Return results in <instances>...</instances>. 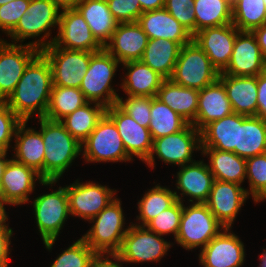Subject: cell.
<instances>
[{
    "instance_id": "1",
    "label": "cell",
    "mask_w": 266,
    "mask_h": 267,
    "mask_svg": "<svg viewBox=\"0 0 266 267\" xmlns=\"http://www.w3.org/2000/svg\"><path fill=\"white\" fill-rule=\"evenodd\" d=\"M53 86L52 69L40 51L27 65L14 91L4 101L22 120L29 121L36 113L44 118Z\"/></svg>"
},
{
    "instance_id": "2",
    "label": "cell",
    "mask_w": 266,
    "mask_h": 267,
    "mask_svg": "<svg viewBox=\"0 0 266 267\" xmlns=\"http://www.w3.org/2000/svg\"><path fill=\"white\" fill-rule=\"evenodd\" d=\"M40 131L45 146L44 180H60L80 153L79 143L60 121L39 118Z\"/></svg>"
},
{
    "instance_id": "3",
    "label": "cell",
    "mask_w": 266,
    "mask_h": 267,
    "mask_svg": "<svg viewBox=\"0 0 266 267\" xmlns=\"http://www.w3.org/2000/svg\"><path fill=\"white\" fill-rule=\"evenodd\" d=\"M60 10L51 0H30L28 9L16 27L6 36H10L12 43L20 42L22 45L26 38H39L41 34H44L37 41L26 43V45L42 51L55 41L56 37L48 39L51 36V29L59 26Z\"/></svg>"
},
{
    "instance_id": "4",
    "label": "cell",
    "mask_w": 266,
    "mask_h": 267,
    "mask_svg": "<svg viewBox=\"0 0 266 267\" xmlns=\"http://www.w3.org/2000/svg\"><path fill=\"white\" fill-rule=\"evenodd\" d=\"M121 200L115 198L89 222L92 227L81 238L97 254H116L129 226L124 229L125 216Z\"/></svg>"
},
{
    "instance_id": "5",
    "label": "cell",
    "mask_w": 266,
    "mask_h": 267,
    "mask_svg": "<svg viewBox=\"0 0 266 267\" xmlns=\"http://www.w3.org/2000/svg\"><path fill=\"white\" fill-rule=\"evenodd\" d=\"M119 64L105 48L92 52L89 68L79 87L89 102L102 104L106 108L117 104L119 95L111 82Z\"/></svg>"
},
{
    "instance_id": "6",
    "label": "cell",
    "mask_w": 266,
    "mask_h": 267,
    "mask_svg": "<svg viewBox=\"0 0 266 267\" xmlns=\"http://www.w3.org/2000/svg\"><path fill=\"white\" fill-rule=\"evenodd\" d=\"M225 227L214 217L205 203L185 206L175 242L186 250L204 248Z\"/></svg>"
},
{
    "instance_id": "7",
    "label": "cell",
    "mask_w": 266,
    "mask_h": 267,
    "mask_svg": "<svg viewBox=\"0 0 266 267\" xmlns=\"http://www.w3.org/2000/svg\"><path fill=\"white\" fill-rule=\"evenodd\" d=\"M219 72L213 67L205 52L192 40L181 47L172 76L175 84L201 90L214 83Z\"/></svg>"
},
{
    "instance_id": "8",
    "label": "cell",
    "mask_w": 266,
    "mask_h": 267,
    "mask_svg": "<svg viewBox=\"0 0 266 267\" xmlns=\"http://www.w3.org/2000/svg\"><path fill=\"white\" fill-rule=\"evenodd\" d=\"M36 224L47 250H51L66 219L70 216L69 199L65 187L42 194L32 202Z\"/></svg>"
},
{
    "instance_id": "9",
    "label": "cell",
    "mask_w": 266,
    "mask_h": 267,
    "mask_svg": "<svg viewBox=\"0 0 266 267\" xmlns=\"http://www.w3.org/2000/svg\"><path fill=\"white\" fill-rule=\"evenodd\" d=\"M81 147L82 156L88 163L130 162L132 160L126 152L114 121L106 113Z\"/></svg>"
},
{
    "instance_id": "10",
    "label": "cell",
    "mask_w": 266,
    "mask_h": 267,
    "mask_svg": "<svg viewBox=\"0 0 266 267\" xmlns=\"http://www.w3.org/2000/svg\"><path fill=\"white\" fill-rule=\"evenodd\" d=\"M194 150H201V131L192 124H188L183 130L156 138L153 140L149 158L144 162L152 169L155 167V155L165 164L183 166L192 163Z\"/></svg>"
},
{
    "instance_id": "11",
    "label": "cell",
    "mask_w": 266,
    "mask_h": 267,
    "mask_svg": "<svg viewBox=\"0 0 266 267\" xmlns=\"http://www.w3.org/2000/svg\"><path fill=\"white\" fill-rule=\"evenodd\" d=\"M171 244L170 241H165L161 235L148 230L145 226H138L131 222L121 248L116 254L128 264L159 262L166 255Z\"/></svg>"
},
{
    "instance_id": "12",
    "label": "cell",
    "mask_w": 266,
    "mask_h": 267,
    "mask_svg": "<svg viewBox=\"0 0 266 267\" xmlns=\"http://www.w3.org/2000/svg\"><path fill=\"white\" fill-rule=\"evenodd\" d=\"M52 69L53 85L79 88L89 68L92 52L68 50L54 43L41 51Z\"/></svg>"
},
{
    "instance_id": "13",
    "label": "cell",
    "mask_w": 266,
    "mask_h": 267,
    "mask_svg": "<svg viewBox=\"0 0 266 267\" xmlns=\"http://www.w3.org/2000/svg\"><path fill=\"white\" fill-rule=\"evenodd\" d=\"M36 181L43 186H53L57 183V180H44L34 169L13 158L9 159L0 184L1 199L7 205L28 203L29 194L34 191Z\"/></svg>"
},
{
    "instance_id": "14",
    "label": "cell",
    "mask_w": 266,
    "mask_h": 267,
    "mask_svg": "<svg viewBox=\"0 0 266 267\" xmlns=\"http://www.w3.org/2000/svg\"><path fill=\"white\" fill-rule=\"evenodd\" d=\"M69 199V211L73 217L90 221L98 215L116 197V190L110 189L94 182L82 183L78 180L75 183L66 185Z\"/></svg>"
},
{
    "instance_id": "15",
    "label": "cell",
    "mask_w": 266,
    "mask_h": 267,
    "mask_svg": "<svg viewBox=\"0 0 266 267\" xmlns=\"http://www.w3.org/2000/svg\"><path fill=\"white\" fill-rule=\"evenodd\" d=\"M55 37L54 44L68 50L97 52L104 48L75 7L61 9L58 33Z\"/></svg>"
},
{
    "instance_id": "16",
    "label": "cell",
    "mask_w": 266,
    "mask_h": 267,
    "mask_svg": "<svg viewBox=\"0 0 266 267\" xmlns=\"http://www.w3.org/2000/svg\"><path fill=\"white\" fill-rule=\"evenodd\" d=\"M39 52L29 45L0 39V101H5L14 91L25 68Z\"/></svg>"
},
{
    "instance_id": "17",
    "label": "cell",
    "mask_w": 266,
    "mask_h": 267,
    "mask_svg": "<svg viewBox=\"0 0 266 267\" xmlns=\"http://www.w3.org/2000/svg\"><path fill=\"white\" fill-rule=\"evenodd\" d=\"M238 32L239 30L232 23L207 27L196 32L193 40L208 56L213 67L222 73L230 62Z\"/></svg>"
},
{
    "instance_id": "18",
    "label": "cell",
    "mask_w": 266,
    "mask_h": 267,
    "mask_svg": "<svg viewBox=\"0 0 266 267\" xmlns=\"http://www.w3.org/2000/svg\"><path fill=\"white\" fill-rule=\"evenodd\" d=\"M245 255L244 243L230 228H224L201 249L199 263L203 267H241Z\"/></svg>"
},
{
    "instance_id": "19",
    "label": "cell",
    "mask_w": 266,
    "mask_h": 267,
    "mask_svg": "<svg viewBox=\"0 0 266 267\" xmlns=\"http://www.w3.org/2000/svg\"><path fill=\"white\" fill-rule=\"evenodd\" d=\"M106 114L114 121L128 156L145 162L151 153L153 140L150 130L139 125L117 104L106 108Z\"/></svg>"
},
{
    "instance_id": "20",
    "label": "cell",
    "mask_w": 266,
    "mask_h": 267,
    "mask_svg": "<svg viewBox=\"0 0 266 267\" xmlns=\"http://www.w3.org/2000/svg\"><path fill=\"white\" fill-rule=\"evenodd\" d=\"M248 196L246 189L238 183L214 180L205 204L225 228L232 229V224Z\"/></svg>"
},
{
    "instance_id": "21",
    "label": "cell",
    "mask_w": 266,
    "mask_h": 267,
    "mask_svg": "<svg viewBox=\"0 0 266 267\" xmlns=\"http://www.w3.org/2000/svg\"><path fill=\"white\" fill-rule=\"evenodd\" d=\"M264 57L252 31H239L232 56L222 72L231 76H257L263 73Z\"/></svg>"
},
{
    "instance_id": "22",
    "label": "cell",
    "mask_w": 266,
    "mask_h": 267,
    "mask_svg": "<svg viewBox=\"0 0 266 267\" xmlns=\"http://www.w3.org/2000/svg\"><path fill=\"white\" fill-rule=\"evenodd\" d=\"M176 187L180 196L174 191L177 200L183 203V196H188L191 203H206L214 182V176L203 160L180 166L176 175ZM182 196V197H181Z\"/></svg>"
},
{
    "instance_id": "23",
    "label": "cell",
    "mask_w": 266,
    "mask_h": 267,
    "mask_svg": "<svg viewBox=\"0 0 266 267\" xmlns=\"http://www.w3.org/2000/svg\"><path fill=\"white\" fill-rule=\"evenodd\" d=\"M148 40L138 22L118 23L104 48L123 64L141 60Z\"/></svg>"
},
{
    "instance_id": "24",
    "label": "cell",
    "mask_w": 266,
    "mask_h": 267,
    "mask_svg": "<svg viewBox=\"0 0 266 267\" xmlns=\"http://www.w3.org/2000/svg\"><path fill=\"white\" fill-rule=\"evenodd\" d=\"M138 23L149 39L172 40L181 46L193 40V35L165 8L143 12Z\"/></svg>"
},
{
    "instance_id": "25",
    "label": "cell",
    "mask_w": 266,
    "mask_h": 267,
    "mask_svg": "<svg viewBox=\"0 0 266 267\" xmlns=\"http://www.w3.org/2000/svg\"><path fill=\"white\" fill-rule=\"evenodd\" d=\"M232 113L233 109L226 89L217 79L214 83L199 90L197 115L192 125L201 131L210 122Z\"/></svg>"
},
{
    "instance_id": "26",
    "label": "cell",
    "mask_w": 266,
    "mask_h": 267,
    "mask_svg": "<svg viewBox=\"0 0 266 267\" xmlns=\"http://www.w3.org/2000/svg\"><path fill=\"white\" fill-rule=\"evenodd\" d=\"M233 112L246 116L257 113V76H231L219 73Z\"/></svg>"
},
{
    "instance_id": "27",
    "label": "cell",
    "mask_w": 266,
    "mask_h": 267,
    "mask_svg": "<svg viewBox=\"0 0 266 267\" xmlns=\"http://www.w3.org/2000/svg\"><path fill=\"white\" fill-rule=\"evenodd\" d=\"M27 121H22L15 132L13 159L34 169L44 179L45 146L41 131L26 128Z\"/></svg>"
},
{
    "instance_id": "28",
    "label": "cell",
    "mask_w": 266,
    "mask_h": 267,
    "mask_svg": "<svg viewBox=\"0 0 266 267\" xmlns=\"http://www.w3.org/2000/svg\"><path fill=\"white\" fill-rule=\"evenodd\" d=\"M127 70L120 84L127 96L156 97L165 80L158 72L152 70L141 60L121 64Z\"/></svg>"
},
{
    "instance_id": "29",
    "label": "cell",
    "mask_w": 266,
    "mask_h": 267,
    "mask_svg": "<svg viewBox=\"0 0 266 267\" xmlns=\"http://www.w3.org/2000/svg\"><path fill=\"white\" fill-rule=\"evenodd\" d=\"M75 8L88 23L96 40L104 47L111 39L118 22L109 10L106 0H80Z\"/></svg>"
},
{
    "instance_id": "30",
    "label": "cell",
    "mask_w": 266,
    "mask_h": 267,
    "mask_svg": "<svg viewBox=\"0 0 266 267\" xmlns=\"http://www.w3.org/2000/svg\"><path fill=\"white\" fill-rule=\"evenodd\" d=\"M266 152V121L238 114V147L235 154L248 159Z\"/></svg>"
},
{
    "instance_id": "31",
    "label": "cell",
    "mask_w": 266,
    "mask_h": 267,
    "mask_svg": "<svg viewBox=\"0 0 266 267\" xmlns=\"http://www.w3.org/2000/svg\"><path fill=\"white\" fill-rule=\"evenodd\" d=\"M199 91L175 84L165 79L159 88L156 98L178 113L189 124H193L198 109Z\"/></svg>"
},
{
    "instance_id": "32",
    "label": "cell",
    "mask_w": 266,
    "mask_h": 267,
    "mask_svg": "<svg viewBox=\"0 0 266 267\" xmlns=\"http://www.w3.org/2000/svg\"><path fill=\"white\" fill-rule=\"evenodd\" d=\"M238 147V114L233 112L210 122L201 130V148H213L235 153Z\"/></svg>"
},
{
    "instance_id": "33",
    "label": "cell",
    "mask_w": 266,
    "mask_h": 267,
    "mask_svg": "<svg viewBox=\"0 0 266 267\" xmlns=\"http://www.w3.org/2000/svg\"><path fill=\"white\" fill-rule=\"evenodd\" d=\"M202 155L209 156L207 163L215 180L234 182L240 185L246 178V159L231 151L201 148Z\"/></svg>"
},
{
    "instance_id": "34",
    "label": "cell",
    "mask_w": 266,
    "mask_h": 267,
    "mask_svg": "<svg viewBox=\"0 0 266 267\" xmlns=\"http://www.w3.org/2000/svg\"><path fill=\"white\" fill-rule=\"evenodd\" d=\"M181 45L172 40L149 39L141 61L165 79L172 76Z\"/></svg>"
},
{
    "instance_id": "35",
    "label": "cell",
    "mask_w": 266,
    "mask_h": 267,
    "mask_svg": "<svg viewBox=\"0 0 266 267\" xmlns=\"http://www.w3.org/2000/svg\"><path fill=\"white\" fill-rule=\"evenodd\" d=\"M105 113L106 107L104 105L96 102H88L84 106L76 109L73 113L67 115L60 122L82 144L95 129L97 123Z\"/></svg>"
},
{
    "instance_id": "36",
    "label": "cell",
    "mask_w": 266,
    "mask_h": 267,
    "mask_svg": "<svg viewBox=\"0 0 266 267\" xmlns=\"http://www.w3.org/2000/svg\"><path fill=\"white\" fill-rule=\"evenodd\" d=\"M195 33L232 23V0H194Z\"/></svg>"
},
{
    "instance_id": "37",
    "label": "cell",
    "mask_w": 266,
    "mask_h": 267,
    "mask_svg": "<svg viewBox=\"0 0 266 267\" xmlns=\"http://www.w3.org/2000/svg\"><path fill=\"white\" fill-rule=\"evenodd\" d=\"M88 102L79 88L53 85L49 106L44 118L61 121Z\"/></svg>"
},
{
    "instance_id": "38",
    "label": "cell",
    "mask_w": 266,
    "mask_h": 267,
    "mask_svg": "<svg viewBox=\"0 0 266 267\" xmlns=\"http://www.w3.org/2000/svg\"><path fill=\"white\" fill-rule=\"evenodd\" d=\"M150 118L148 129L150 130L152 140L177 133L189 124L178 113L156 97H152Z\"/></svg>"
},
{
    "instance_id": "39",
    "label": "cell",
    "mask_w": 266,
    "mask_h": 267,
    "mask_svg": "<svg viewBox=\"0 0 266 267\" xmlns=\"http://www.w3.org/2000/svg\"><path fill=\"white\" fill-rule=\"evenodd\" d=\"M176 201L177 198L174 191L159 184L155 185L138 201L139 215L136 218L139 222H137L138 224L135 223V225L145 226L151 219L171 207Z\"/></svg>"
},
{
    "instance_id": "40",
    "label": "cell",
    "mask_w": 266,
    "mask_h": 267,
    "mask_svg": "<svg viewBox=\"0 0 266 267\" xmlns=\"http://www.w3.org/2000/svg\"><path fill=\"white\" fill-rule=\"evenodd\" d=\"M265 23L264 0H232V24L239 31H252Z\"/></svg>"
},
{
    "instance_id": "41",
    "label": "cell",
    "mask_w": 266,
    "mask_h": 267,
    "mask_svg": "<svg viewBox=\"0 0 266 267\" xmlns=\"http://www.w3.org/2000/svg\"><path fill=\"white\" fill-rule=\"evenodd\" d=\"M98 254L80 238L54 260L50 267H92Z\"/></svg>"
},
{
    "instance_id": "42",
    "label": "cell",
    "mask_w": 266,
    "mask_h": 267,
    "mask_svg": "<svg viewBox=\"0 0 266 267\" xmlns=\"http://www.w3.org/2000/svg\"><path fill=\"white\" fill-rule=\"evenodd\" d=\"M182 212L183 203L177 200L171 207L165 209L151 219L145 227L161 236L172 233L174 235L173 237L176 238L180 227Z\"/></svg>"
},
{
    "instance_id": "43",
    "label": "cell",
    "mask_w": 266,
    "mask_h": 267,
    "mask_svg": "<svg viewBox=\"0 0 266 267\" xmlns=\"http://www.w3.org/2000/svg\"><path fill=\"white\" fill-rule=\"evenodd\" d=\"M152 97L128 96L125 100L118 97L117 105L131 116L139 125L147 127L150 124Z\"/></svg>"
},
{
    "instance_id": "44",
    "label": "cell",
    "mask_w": 266,
    "mask_h": 267,
    "mask_svg": "<svg viewBox=\"0 0 266 267\" xmlns=\"http://www.w3.org/2000/svg\"><path fill=\"white\" fill-rule=\"evenodd\" d=\"M248 195L254 197L266 184V152L246 159V179Z\"/></svg>"
},
{
    "instance_id": "45",
    "label": "cell",
    "mask_w": 266,
    "mask_h": 267,
    "mask_svg": "<svg viewBox=\"0 0 266 267\" xmlns=\"http://www.w3.org/2000/svg\"><path fill=\"white\" fill-rule=\"evenodd\" d=\"M22 120L6 105L0 101V152H7L10 149L11 141Z\"/></svg>"
},
{
    "instance_id": "46",
    "label": "cell",
    "mask_w": 266,
    "mask_h": 267,
    "mask_svg": "<svg viewBox=\"0 0 266 267\" xmlns=\"http://www.w3.org/2000/svg\"><path fill=\"white\" fill-rule=\"evenodd\" d=\"M194 0H165L164 8L184 26L195 34Z\"/></svg>"
},
{
    "instance_id": "47",
    "label": "cell",
    "mask_w": 266,
    "mask_h": 267,
    "mask_svg": "<svg viewBox=\"0 0 266 267\" xmlns=\"http://www.w3.org/2000/svg\"><path fill=\"white\" fill-rule=\"evenodd\" d=\"M30 0H12L0 6V29L9 34L28 9Z\"/></svg>"
},
{
    "instance_id": "48",
    "label": "cell",
    "mask_w": 266,
    "mask_h": 267,
    "mask_svg": "<svg viewBox=\"0 0 266 267\" xmlns=\"http://www.w3.org/2000/svg\"><path fill=\"white\" fill-rule=\"evenodd\" d=\"M109 10L118 23L138 22L141 10L139 0H106Z\"/></svg>"
},
{
    "instance_id": "49",
    "label": "cell",
    "mask_w": 266,
    "mask_h": 267,
    "mask_svg": "<svg viewBox=\"0 0 266 267\" xmlns=\"http://www.w3.org/2000/svg\"><path fill=\"white\" fill-rule=\"evenodd\" d=\"M12 235V228L0 226V267H8Z\"/></svg>"
},
{
    "instance_id": "50",
    "label": "cell",
    "mask_w": 266,
    "mask_h": 267,
    "mask_svg": "<svg viewBox=\"0 0 266 267\" xmlns=\"http://www.w3.org/2000/svg\"><path fill=\"white\" fill-rule=\"evenodd\" d=\"M257 113L256 116L266 121V75H257Z\"/></svg>"
},
{
    "instance_id": "51",
    "label": "cell",
    "mask_w": 266,
    "mask_h": 267,
    "mask_svg": "<svg viewBox=\"0 0 266 267\" xmlns=\"http://www.w3.org/2000/svg\"><path fill=\"white\" fill-rule=\"evenodd\" d=\"M123 263L125 262L117 254H98L92 267H123Z\"/></svg>"
},
{
    "instance_id": "52",
    "label": "cell",
    "mask_w": 266,
    "mask_h": 267,
    "mask_svg": "<svg viewBox=\"0 0 266 267\" xmlns=\"http://www.w3.org/2000/svg\"><path fill=\"white\" fill-rule=\"evenodd\" d=\"M261 49L264 59L266 58V23L252 30Z\"/></svg>"
},
{
    "instance_id": "53",
    "label": "cell",
    "mask_w": 266,
    "mask_h": 267,
    "mask_svg": "<svg viewBox=\"0 0 266 267\" xmlns=\"http://www.w3.org/2000/svg\"><path fill=\"white\" fill-rule=\"evenodd\" d=\"M142 12L164 8L165 0H139Z\"/></svg>"
},
{
    "instance_id": "54",
    "label": "cell",
    "mask_w": 266,
    "mask_h": 267,
    "mask_svg": "<svg viewBox=\"0 0 266 267\" xmlns=\"http://www.w3.org/2000/svg\"><path fill=\"white\" fill-rule=\"evenodd\" d=\"M60 9L74 8L80 0H51Z\"/></svg>"
},
{
    "instance_id": "55",
    "label": "cell",
    "mask_w": 266,
    "mask_h": 267,
    "mask_svg": "<svg viewBox=\"0 0 266 267\" xmlns=\"http://www.w3.org/2000/svg\"><path fill=\"white\" fill-rule=\"evenodd\" d=\"M7 154H8L7 152H0V184H1L4 170L7 166L8 161H9V159L6 158Z\"/></svg>"
},
{
    "instance_id": "56",
    "label": "cell",
    "mask_w": 266,
    "mask_h": 267,
    "mask_svg": "<svg viewBox=\"0 0 266 267\" xmlns=\"http://www.w3.org/2000/svg\"><path fill=\"white\" fill-rule=\"evenodd\" d=\"M6 203L0 202V226H8V223L6 224V221L8 220L7 212L5 211Z\"/></svg>"
},
{
    "instance_id": "57",
    "label": "cell",
    "mask_w": 266,
    "mask_h": 267,
    "mask_svg": "<svg viewBox=\"0 0 266 267\" xmlns=\"http://www.w3.org/2000/svg\"><path fill=\"white\" fill-rule=\"evenodd\" d=\"M255 203L266 200V184L265 186L253 197Z\"/></svg>"
},
{
    "instance_id": "58",
    "label": "cell",
    "mask_w": 266,
    "mask_h": 267,
    "mask_svg": "<svg viewBox=\"0 0 266 267\" xmlns=\"http://www.w3.org/2000/svg\"><path fill=\"white\" fill-rule=\"evenodd\" d=\"M260 265L258 267H266V249H263L261 255H259Z\"/></svg>"
},
{
    "instance_id": "59",
    "label": "cell",
    "mask_w": 266,
    "mask_h": 267,
    "mask_svg": "<svg viewBox=\"0 0 266 267\" xmlns=\"http://www.w3.org/2000/svg\"><path fill=\"white\" fill-rule=\"evenodd\" d=\"M10 1H12V0H0V6L4 5V4H6V3L10 2Z\"/></svg>"
},
{
    "instance_id": "60",
    "label": "cell",
    "mask_w": 266,
    "mask_h": 267,
    "mask_svg": "<svg viewBox=\"0 0 266 267\" xmlns=\"http://www.w3.org/2000/svg\"><path fill=\"white\" fill-rule=\"evenodd\" d=\"M263 74L266 75V58L264 59Z\"/></svg>"
}]
</instances>
